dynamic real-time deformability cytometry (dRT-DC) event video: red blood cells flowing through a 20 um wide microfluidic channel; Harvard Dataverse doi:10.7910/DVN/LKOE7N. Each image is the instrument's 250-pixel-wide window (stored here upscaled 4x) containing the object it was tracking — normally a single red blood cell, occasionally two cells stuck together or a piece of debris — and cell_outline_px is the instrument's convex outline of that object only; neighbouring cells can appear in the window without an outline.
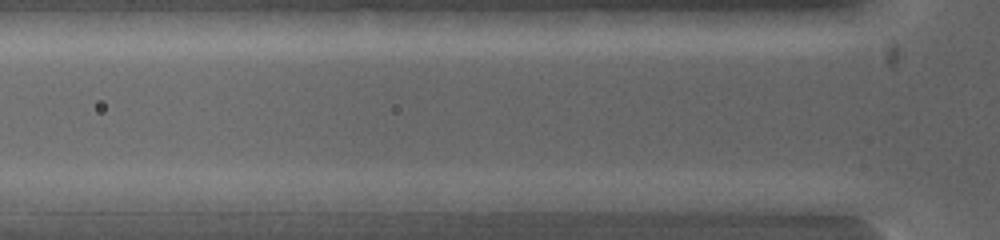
{"species": "common noctule bat (a hibernating species)", "species_latin": "Nyctalus noctula", "temperature_condition": "warm", "stored_images_in_passage": 5, "camera_frame_rate_fps": 5000, "um_per_image_px": 0.085, "animal": {"sex": "female", "body_mass_g": 19.0, "forearm_length_mm": 53.3}, "frame": {"image": 1, "passage_image": 4, "time_ms": 0.8, "image_size_px": [1000, 240], "cell_outline_px": [[384, 200], [380, 212], [248, 212], [248, 200], [256, 192], [384, 192]], "centroid_in_image_um": [26.88, 17.17], "position_along_channel_um": 98.9, "area_um2": 19.25}}